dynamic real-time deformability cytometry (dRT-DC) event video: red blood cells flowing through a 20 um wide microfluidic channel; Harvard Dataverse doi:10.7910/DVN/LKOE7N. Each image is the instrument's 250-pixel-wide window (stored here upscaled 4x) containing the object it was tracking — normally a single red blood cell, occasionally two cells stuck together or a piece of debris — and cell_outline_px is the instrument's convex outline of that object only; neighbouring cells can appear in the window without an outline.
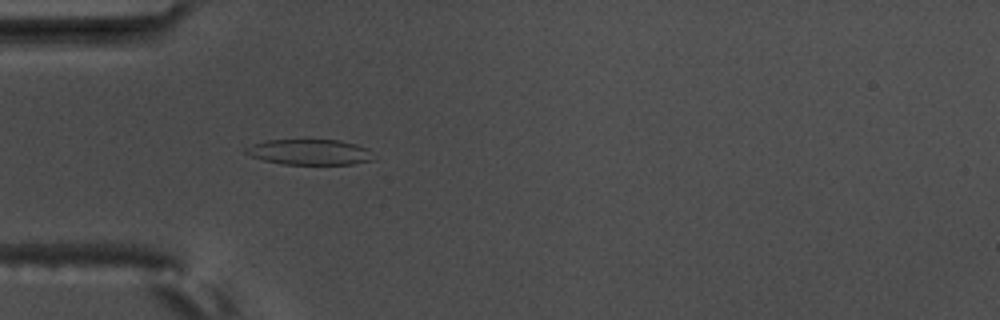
{"species": "common noctule bat (a hibernating species)", "species_latin": "Nyctalus noctula", "temperature_condition": "warm", "stored_images_in_passage": 4, "camera_frame_rate_fps": 3000, "um_per_image_px": 0.085, "animal": {"sex": "male", "body_mass_g": 17.5, "forearm_length_mm": 52.3}, "frame": {"image": 1, "passage_image": 4, "time_ms": 1.0, "image_size_px": [1000, 320], "cell_outline_px": [[376, 160], [352, 164], [280, 164], [264, 160], [252, 156], [244, 152], [244, 148], [252, 144], [264, 140], [340, 140], [356, 144], [368, 148]], "centroid_in_image_um": [26.33, 12.92], "position_along_channel_um": 58.7, "area_um2": 19.13}}